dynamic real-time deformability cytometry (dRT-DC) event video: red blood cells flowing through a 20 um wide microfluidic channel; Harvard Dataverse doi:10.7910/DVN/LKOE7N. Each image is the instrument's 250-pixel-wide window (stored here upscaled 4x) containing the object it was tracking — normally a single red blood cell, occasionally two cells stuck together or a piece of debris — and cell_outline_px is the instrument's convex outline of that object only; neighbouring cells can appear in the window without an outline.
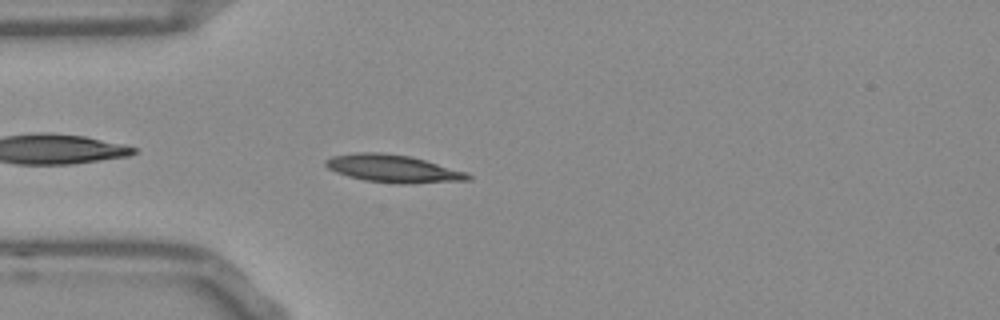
{"species": "Egyptian fruit bat (a non-hibernating species)", "species_latin": "Rousettus aegyptiacus", "temperature_condition": "room temperature", "stored_images_in_passage": 43, "camera_frame_rate_fps": 3000, "um_per_image_px": 0.085, "frame": {"image": 1, "passage_image": 4, "time_ms": 1.0, "image_size_px": [1000, 320], "cell_outline_px": [[472, 180], [408, 184], [396, 184], [364, 180], [348, 176], [336, 172], [328, 168], [324, 164], [324, 160], [332, 156], [356, 152], [380, 152], [408, 156], [424, 160], [468, 172], [472, 176]], "centroid_in_image_um": [33.42, 14.34], "position_along_channel_um": 51.6, "area_um2": 23.06}}
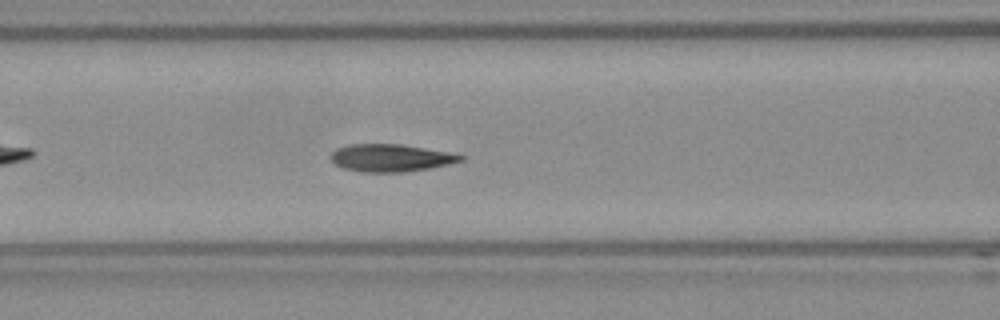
{"frame": {"image": 2, "passage_image": 11, "time_ms": 3.333, "image_size_px": [1000, 320], "cell_outline_px": [[464, 160], [448, 164], [428, 168], [400, 172], [360, 172], [340, 168], [332, 160], [332, 152], [336, 148], [348, 144], [400, 144], [448, 152], [464, 156]], "centroid_in_image_um": [33.16, 13.42], "position_along_channel_um": 133.4, "area_um2": 20.63}}
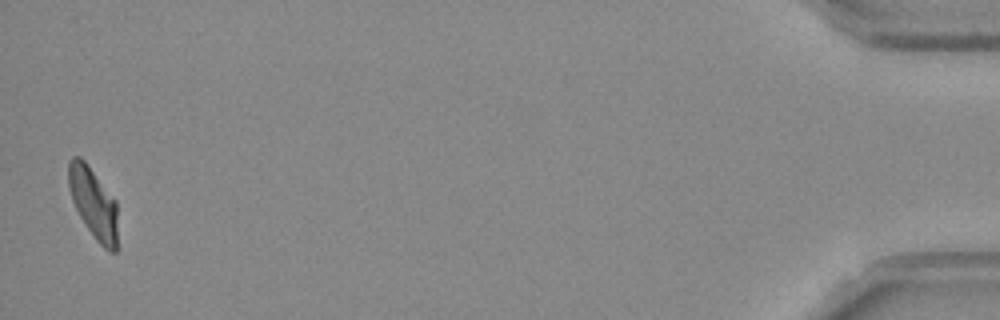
{"frame": {"image": 3, "passage_image": 42, "time_ms": 13.667, "image_size_px": [1000, 320], "cell_outline_px": [[116, 252], [112, 252], [104, 248], [96, 240], [80, 216], [72, 200], [68, 188], [68, 160], [72, 156], [80, 156], [84, 160], [116, 200]], "centroid_in_image_um": [7.91, 17.21], "position_along_channel_um": 427.3, "area_um2": 20.06}, "authors_computed_cell_mechanics": {"area_um2": 20.8658, "velocity_mm_per_s": 3.7805, "shape_relaxation_time_tau1_ms": 3.1774, "shape_relaxation_time_tau2_ms": 0.9753, "deformation_change_tau1": 0.1576, "deformation_change_tau2": 0.0736}}